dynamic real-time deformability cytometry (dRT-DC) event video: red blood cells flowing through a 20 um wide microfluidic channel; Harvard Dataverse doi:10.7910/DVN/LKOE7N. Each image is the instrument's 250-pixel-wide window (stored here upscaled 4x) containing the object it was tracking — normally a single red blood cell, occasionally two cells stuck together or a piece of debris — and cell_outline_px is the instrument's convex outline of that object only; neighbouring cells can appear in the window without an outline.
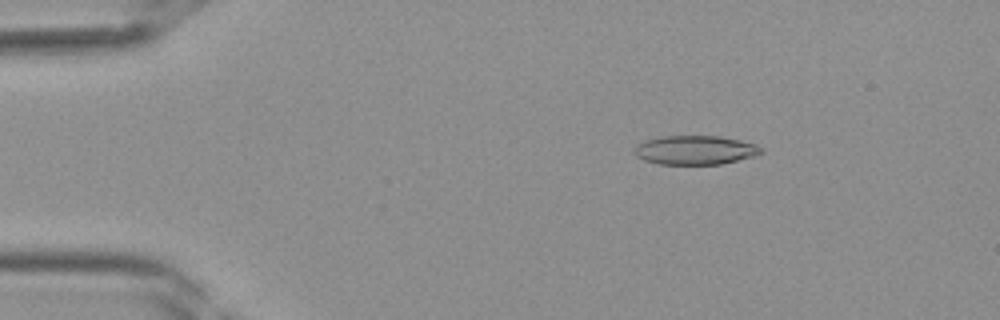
{"species": "Egyptian fruit bat (a non-hibernating species)", "species_latin": "Rousettus aegyptiacus", "temperature_condition": "room temperature", "stored_images_in_passage": 34, "camera_frame_rate_fps": 3000, "um_per_image_px": 0.085, "frame": {"image": 1, "passage_image": 1, "time_ms": 0.0, "image_size_px": [1000, 320], "cell_outline_px": [[764, 152], [756, 156], [720, 164], [660, 164], [644, 160], [636, 156], [636, 144], [644, 140], [660, 136], [720, 136], [740, 140], [756, 144], [764, 148]], "centroid_in_image_um": [59.13, 12.75], "position_along_channel_um": 25.9, "area_um2": 21.56}}
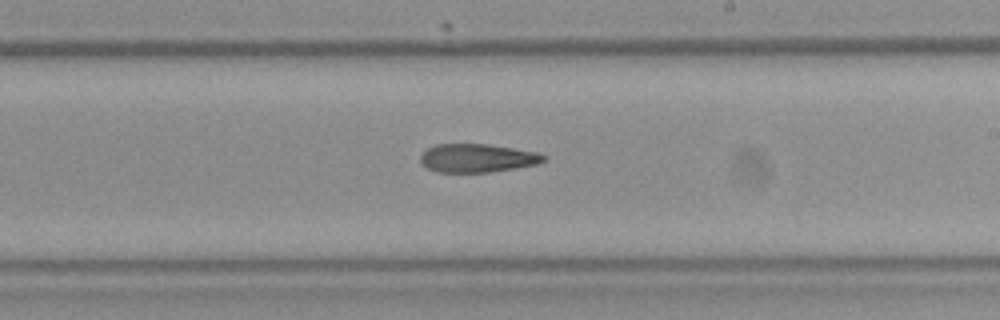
{"frame": {"image": 2, "passage_image": 18, "time_ms": 5.667, "image_size_px": [1000, 320], "cell_outline_px": [[548, 160], [536, 164], [516, 168], [488, 172], [436, 172], [420, 164], [420, 156], [428, 148], [436, 144], [484, 144], [540, 152], [548, 156]], "centroid_in_image_um": [40.6, 13.44], "position_along_channel_um": 248.4, "area_um2": 20.52}}
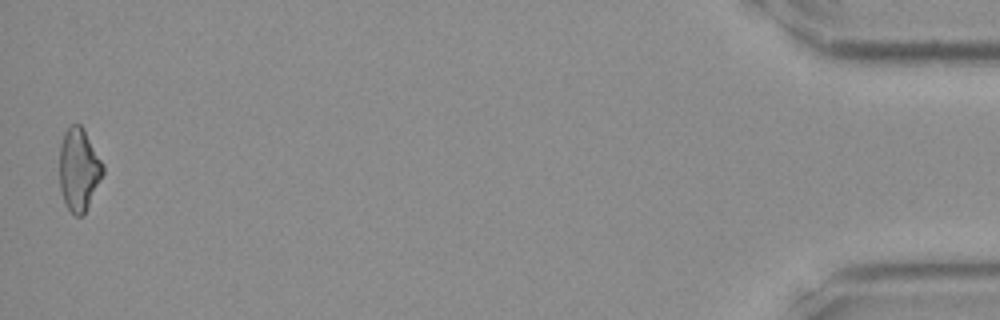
{"frame": {"image": 3, "passage_image": 34, "time_ms": 11.0, "image_size_px": [1000, 320], "cell_outline_px": [[104, 172], [84, 216], [76, 216], [68, 208], [64, 200], [60, 188], [60, 144], [64, 132], [72, 124], [80, 124], [84, 128], [104, 164]], "centroid_in_image_um": [6.72, 14.39], "position_along_channel_um": 428.5, "area_um2": 20.98}}